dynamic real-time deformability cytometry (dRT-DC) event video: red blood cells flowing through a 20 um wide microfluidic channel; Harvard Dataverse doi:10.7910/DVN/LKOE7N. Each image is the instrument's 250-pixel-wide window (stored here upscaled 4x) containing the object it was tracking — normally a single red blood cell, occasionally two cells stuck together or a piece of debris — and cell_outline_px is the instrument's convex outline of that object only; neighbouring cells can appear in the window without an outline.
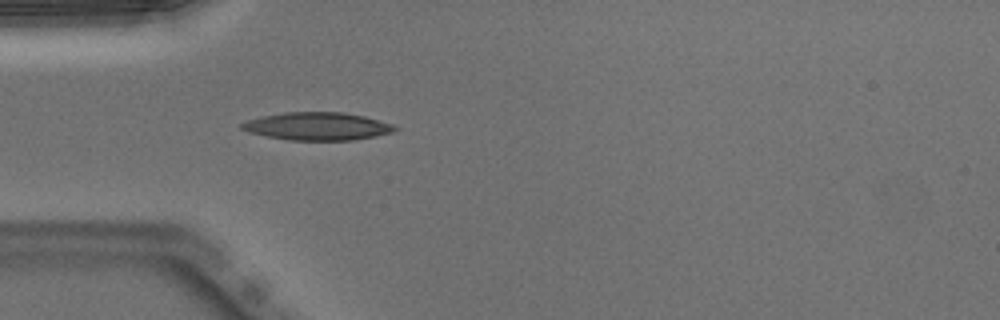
{"species": "Egyptian fruit bat (a non-hibernating species)", "species_latin": "Rousettus aegyptiacus", "temperature_condition": "warm", "stored_images_in_passage": 21, "camera_frame_rate_fps": 3000, "um_per_image_px": 0.085, "animal": {"sex": "male"}, "frame": {"image": 1, "passage_image": 4, "time_ms": 1.0, "image_size_px": [1000, 320], "cell_outline_px": [[400, 128], [392, 132], [376, 136], [352, 140], [288, 140], [248, 132], [240, 128], [240, 124], [248, 120], [264, 116], [284, 112], [344, 112], [364, 116], [392, 124]], "centroid_in_image_um": [26.99, 10.73], "position_along_channel_um": 58.0, "area_um2": 24.74}}
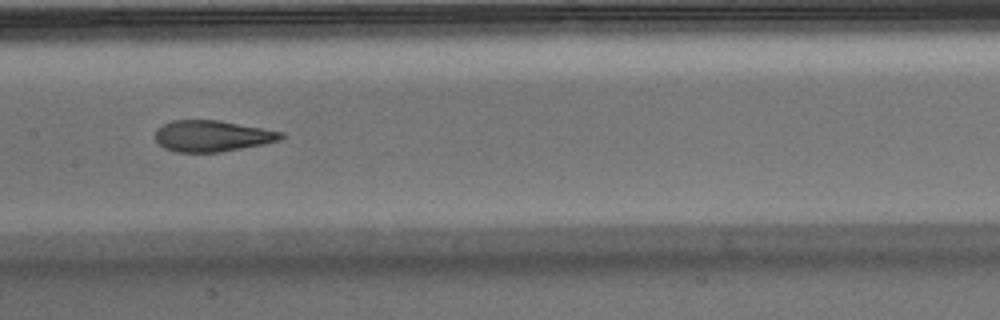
{"frame": {"image": 2, "passage_image": 14, "time_ms": 4.333, "image_size_px": [1000, 320], "cell_outline_px": [[284, 136], [280, 140], [264, 144], [220, 152], [176, 152], [164, 148], [156, 140], [156, 128], [172, 120], [220, 120], [284, 132]], "centroid_in_image_um": [18.04, 11.55], "position_along_channel_um": 189.4, "area_um2": 22.89}}
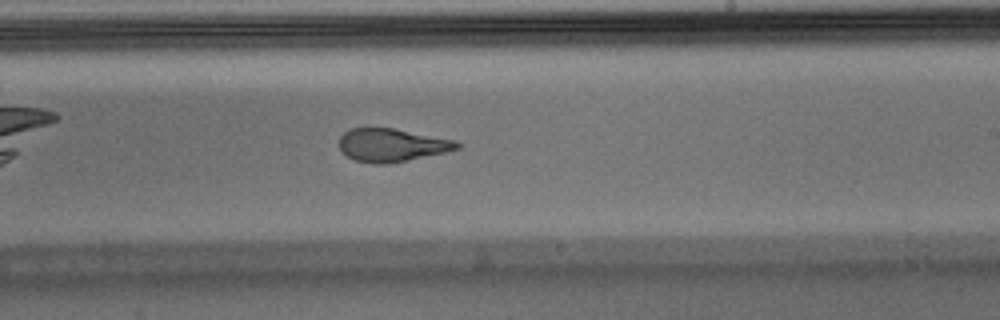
{"frame": {"image": 3, "passage_image": 19, "time_ms": 6.0, "image_size_px": [1000, 320], "cell_outline_px": [[464, 144], [460, 148], [448, 152], [384, 164], [376, 164], [356, 160], [348, 156], [340, 148], [340, 136], [344, 132], [352, 128], [392, 128], [456, 140]], "centroid_in_image_um": [33.36, 12.32], "position_along_channel_um": 255.6, "area_um2": 22.54}}